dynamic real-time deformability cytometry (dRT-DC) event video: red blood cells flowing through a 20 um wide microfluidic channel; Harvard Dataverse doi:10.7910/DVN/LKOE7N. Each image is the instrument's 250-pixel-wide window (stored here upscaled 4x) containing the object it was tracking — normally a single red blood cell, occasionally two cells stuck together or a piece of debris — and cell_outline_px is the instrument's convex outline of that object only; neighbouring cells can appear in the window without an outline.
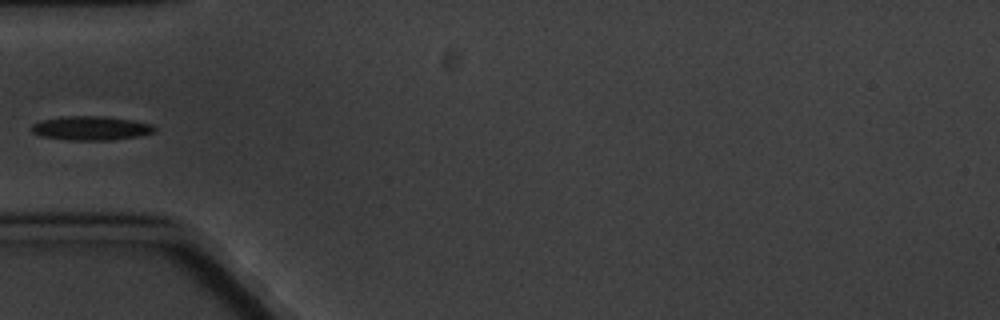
{"species": "common noctule bat (a hibernating species)", "species_latin": "Nyctalus noctula", "temperature_condition": "cold", "stored_images_in_passage": 10, "camera_frame_rate_fps": 3000, "um_per_image_px": 0.085, "animal": {"sex": "male", "body_mass_g": 20.1, "forearm_length_mm": 53.5}, "frame": {"image": 1, "passage_image": 4, "time_ms": 4.333, "image_size_px": [1000, 320], "cell_outline_px": [[156, 132], [136, 136], [112, 140], [68, 140], [40, 136], [32, 132], [32, 124], [44, 120], [64, 116], [104, 116], [132, 120], [152, 124], [156, 128]], "centroid_in_image_um": [7.75, 10.89], "position_along_channel_um": 77.3, "area_um2": 17.17}}